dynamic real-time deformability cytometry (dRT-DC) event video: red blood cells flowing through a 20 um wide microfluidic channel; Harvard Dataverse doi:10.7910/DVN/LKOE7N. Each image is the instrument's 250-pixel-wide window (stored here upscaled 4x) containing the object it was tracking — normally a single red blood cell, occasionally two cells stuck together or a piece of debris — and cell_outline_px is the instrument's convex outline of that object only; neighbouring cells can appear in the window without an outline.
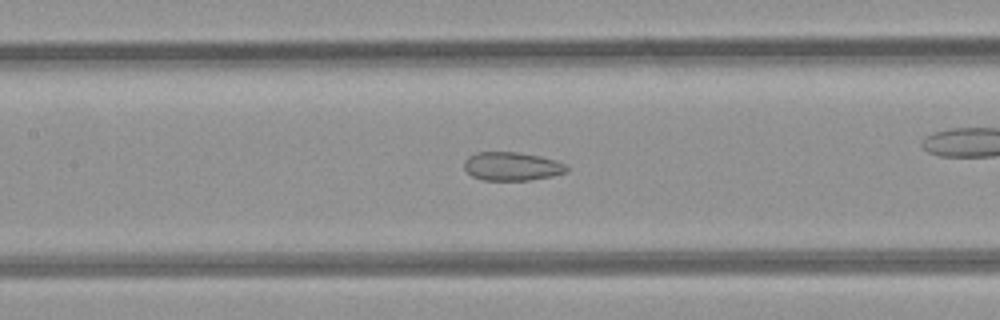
{"species": "common noctule bat (a hibernating species)", "species_latin": "Nyctalus noctula", "temperature_condition": "room temperature", "stored_images_in_passage": 50, "camera_frame_rate_fps": 3000, "um_per_image_px": 0.085, "animal": {"sex": "female", "body_mass_g": 21.9}, "frame": {"image": 1, "passage_image": 23, "time_ms": 7.333, "image_size_px": [1000, 320], "cell_outline_px": [[568, 172], [552, 176], [528, 180], [484, 180], [472, 176], [464, 168], [464, 160], [468, 156], [476, 152], [520, 152], [540, 156], [556, 160], [568, 164]], "centroid_in_image_um": [43.54, 14.13], "position_along_channel_um": 163.9, "area_um2": 17.22}}
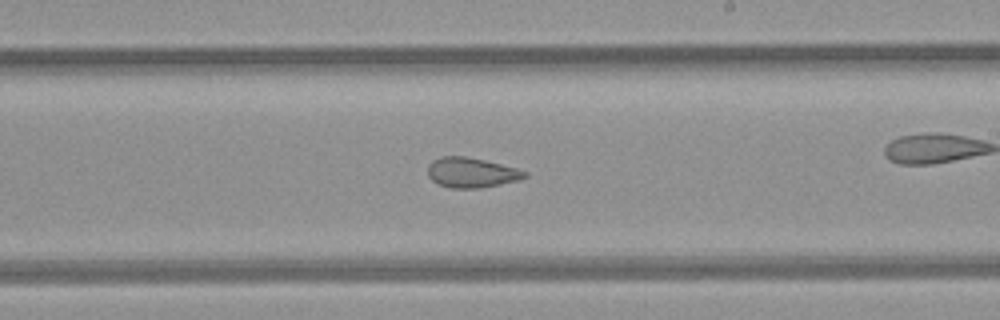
{"frame": {"image": 2, "passage_image": 29, "time_ms": 9.333, "image_size_px": [1000, 320], "cell_outline_px": [[528, 176], [520, 180], [480, 188], [448, 188], [432, 180], [428, 176], [428, 164], [432, 160], [440, 156], [464, 156], [484, 160], [516, 168], [528, 172]], "centroid_in_image_um": [40.06, 14.67], "position_along_channel_um": 248.9, "area_um2": 16.99}}
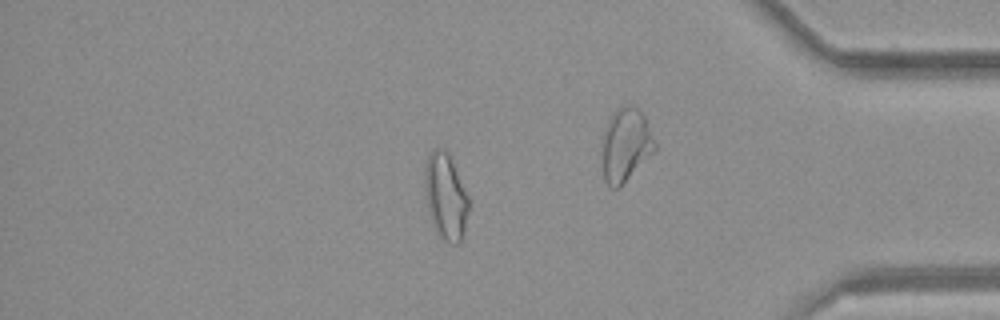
{"frame": {"image": 3, "passage_image": 42, "time_ms": 13.667, "image_size_px": [1000, 320], "cell_outline_px": [[468, 212], [464, 232], [460, 240], [456, 244], [452, 244], [444, 240], [436, 232], [428, 208], [424, 184], [424, 172], [428, 152], [432, 148], [444, 148], [468, 196]], "centroid_in_image_um": [37.85, 16.7], "position_along_channel_um": 397.3, "area_um2": 21.62}, "authors_computed_cell_mechanics": {"area_um2": 21.8195, "velocity_mm_per_s": 4.2706, "shape_relaxation_time_tau1_ms": null, "shape_relaxation_time_tau2_ms": 2.3666, "deformation_change_tau1": null, "deformation_change_tau2": 0.0905}}